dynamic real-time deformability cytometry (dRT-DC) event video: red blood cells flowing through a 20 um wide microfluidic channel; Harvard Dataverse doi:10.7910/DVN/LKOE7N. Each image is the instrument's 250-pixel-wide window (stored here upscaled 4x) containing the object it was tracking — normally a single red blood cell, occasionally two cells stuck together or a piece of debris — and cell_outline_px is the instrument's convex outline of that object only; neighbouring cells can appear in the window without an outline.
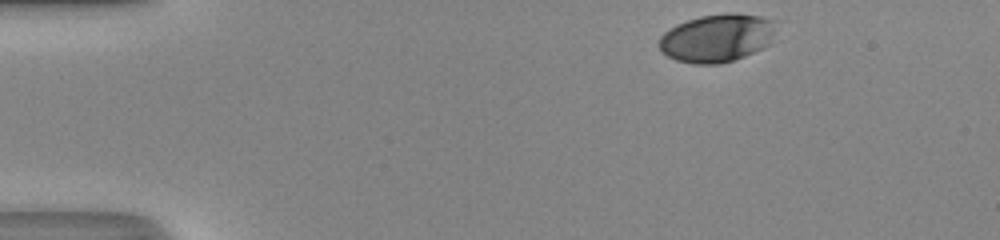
{"species": "human", "species_latin": "Homo sapiens", "temperature_condition": "room temperature", "stored_images_in_passage": 34, "camera_frame_rate_fps": 3000, "um_per_image_px": 0.085, "donor": {"sex": "male"}, "frame": {"image": 1, "passage_image": 1, "time_ms": 0.0, "image_size_px": [1000, 240], "cell_outline_px": [[784, 20], [772, 44], [764, 48], [744, 56], [720, 64], [692, 64], [676, 60], [660, 52], [656, 44], [660, 36], [668, 28], [676, 24], [700, 16], [728, 12], [736, 12]], "centroid_in_image_um": [61.05, 3.2], "position_along_channel_um": 23.9, "area_um2": 34.28}}
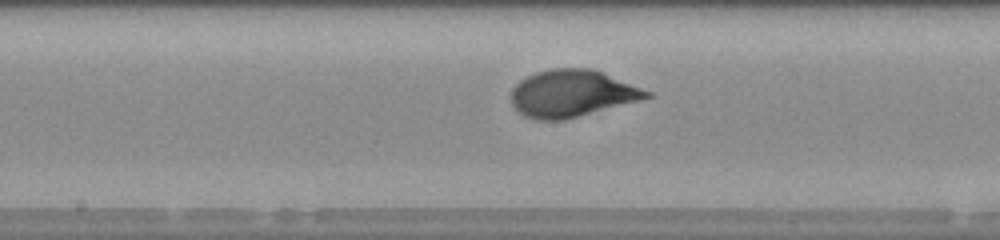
{"frame": {"image": 2, "passage_image": 20, "time_ms": 6.333, "image_size_px": [1000, 240], "cell_outline_px": [[652, 96], [580, 116], [564, 120], [536, 120], [524, 116], [512, 104], [512, 88], [520, 80], [536, 72], [552, 68], [592, 68], [652, 92]], "centroid_in_image_um": [48.59, 7.94], "position_along_channel_um": 199.6, "area_um2": 36.76}}
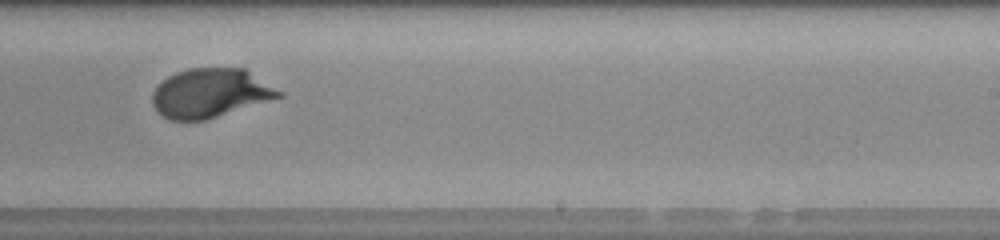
{"frame": {"image": 3, "passage_image": 25, "time_ms": 8.0, "image_size_px": [1000, 240], "cell_outline_px": [[284, 96], [204, 120], [172, 120], [164, 116], [152, 104], [152, 92], [168, 76], [176, 72], [188, 68], [244, 68], [284, 92]], "centroid_in_image_um": [17.9, 7.9], "position_along_channel_um": 271.1, "area_um2": 35.84}, "authors_computed_cell_mechanics": {"area_um2": 36.0383, "velocity_mm_per_s": 4.3077, "shape_relaxation_time_tau1_ms": 2.4518, "shape_relaxation_time_tau2_ms": null, "deformation_change_tau1": 0.1738, "deformation_change_tau2": null}}